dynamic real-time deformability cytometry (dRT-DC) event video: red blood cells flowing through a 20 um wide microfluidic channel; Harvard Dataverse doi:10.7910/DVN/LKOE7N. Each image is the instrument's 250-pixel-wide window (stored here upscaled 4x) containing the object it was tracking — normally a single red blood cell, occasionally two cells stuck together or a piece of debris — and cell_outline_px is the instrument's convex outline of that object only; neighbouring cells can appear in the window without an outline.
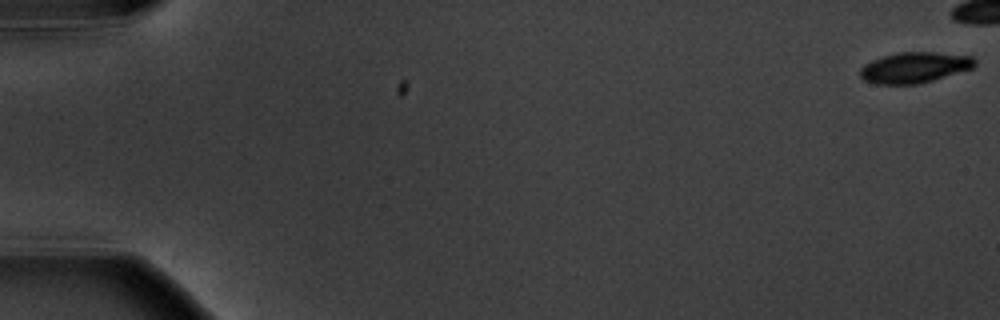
{"species": "common noctule bat (a hibernating species)", "species_latin": "Nyctalus noctula", "temperature_condition": "warm", "stored_images_in_passage": 7, "camera_frame_rate_fps": 3000, "um_per_image_px": 0.085, "animal": {"sex": "male", "body_mass_g": 20.1, "forearm_length_mm": 53.5}, "frame": {"image": 1, "passage_image": 1, "time_ms": 0.0, "image_size_px": [1000, 320], "cell_outline_px": [[976, 64], [972, 68], [932, 80], [916, 84], [876, 84], [864, 80], [860, 76], [860, 68], [864, 64], [872, 60], [884, 56], [900, 52], [936, 52], [972, 56], [976, 60]], "centroid_in_image_um": [77.72, 5.73], "position_along_channel_um": 7.3, "area_um2": 20.4}}